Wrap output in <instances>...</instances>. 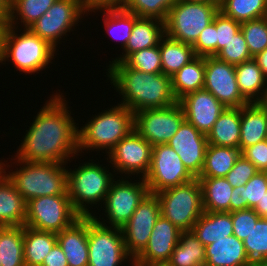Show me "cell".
<instances>
[{"label":"cell","mask_w":267,"mask_h":266,"mask_svg":"<svg viewBox=\"0 0 267 266\" xmlns=\"http://www.w3.org/2000/svg\"><path fill=\"white\" fill-rule=\"evenodd\" d=\"M53 96V97H52ZM50 96L34 116L15 159L26 162L68 164L78 154V128L60 93ZM76 155V156H75Z\"/></svg>","instance_id":"obj_1"},{"label":"cell","mask_w":267,"mask_h":266,"mask_svg":"<svg viewBox=\"0 0 267 266\" xmlns=\"http://www.w3.org/2000/svg\"><path fill=\"white\" fill-rule=\"evenodd\" d=\"M106 72L111 84L122 95L121 105L133 113L144 109L165 108L177 101L171 77L163 73H145L124 62H111Z\"/></svg>","instance_id":"obj_2"},{"label":"cell","mask_w":267,"mask_h":266,"mask_svg":"<svg viewBox=\"0 0 267 266\" xmlns=\"http://www.w3.org/2000/svg\"><path fill=\"white\" fill-rule=\"evenodd\" d=\"M17 29H19L17 25L16 27L5 26L0 63L11 60L14 67L26 75L39 73L40 70L46 69V66L52 63L51 60H53L57 49L29 28H24L20 34L16 33L18 32Z\"/></svg>","instance_id":"obj_3"},{"label":"cell","mask_w":267,"mask_h":266,"mask_svg":"<svg viewBox=\"0 0 267 266\" xmlns=\"http://www.w3.org/2000/svg\"><path fill=\"white\" fill-rule=\"evenodd\" d=\"M87 122L85 126L78 128V153L81 154L84 149H105V152L109 153L134 129V113L118 103Z\"/></svg>","instance_id":"obj_4"},{"label":"cell","mask_w":267,"mask_h":266,"mask_svg":"<svg viewBox=\"0 0 267 266\" xmlns=\"http://www.w3.org/2000/svg\"><path fill=\"white\" fill-rule=\"evenodd\" d=\"M14 160L22 167L11 170L8 179L26 202L46 195H68L67 164Z\"/></svg>","instance_id":"obj_5"},{"label":"cell","mask_w":267,"mask_h":266,"mask_svg":"<svg viewBox=\"0 0 267 266\" xmlns=\"http://www.w3.org/2000/svg\"><path fill=\"white\" fill-rule=\"evenodd\" d=\"M90 161L79 164L73 171L67 168L68 196L74 210L81 217L94 215L90 212L89 205L104 203L111 184L116 180L106 167Z\"/></svg>","instance_id":"obj_6"},{"label":"cell","mask_w":267,"mask_h":266,"mask_svg":"<svg viewBox=\"0 0 267 266\" xmlns=\"http://www.w3.org/2000/svg\"><path fill=\"white\" fill-rule=\"evenodd\" d=\"M155 194L160 202L161 215L182 232L191 231L204 213L202 190L197 178Z\"/></svg>","instance_id":"obj_7"},{"label":"cell","mask_w":267,"mask_h":266,"mask_svg":"<svg viewBox=\"0 0 267 266\" xmlns=\"http://www.w3.org/2000/svg\"><path fill=\"white\" fill-rule=\"evenodd\" d=\"M219 7L205 2L177 0L165 21V35L173 40L193 45L208 26Z\"/></svg>","instance_id":"obj_8"},{"label":"cell","mask_w":267,"mask_h":266,"mask_svg":"<svg viewBox=\"0 0 267 266\" xmlns=\"http://www.w3.org/2000/svg\"><path fill=\"white\" fill-rule=\"evenodd\" d=\"M80 217L68 195H46L27 201L24 225L41 231L59 233Z\"/></svg>","instance_id":"obj_9"},{"label":"cell","mask_w":267,"mask_h":266,"mask_svg":"<svg viewBox=\"0 0 267 266\" xmlns=\"http://www.w3.org/2000/svg\"><path fill=\"white\" fill-rule=\"evenodd\" d=\"M99 219L95 214L88 217V266H120L128 260L133 265L125 249L122 230L107 227L106 220Z\"/></svg>","instance_id":"obj_10"},{"label":"cell","mask_w":267,"mask_h":266,"mask_svg":"<svg viewBox=\"0 0 267 266\" xmlns=\"http://www.w3.org/2000/svg\"><path fill=\"white\" fill-rule=\"evenodd\" d=\"M149 193L183 185L195 179L185 168L181 158L168 144L152 146L151 163L143 178Z\"/></svg>","instance_id":"obj_11"},{"label":"cell","mask_w":267,"mask_h":266,"mask_svg":"<svg viewBox=\"0 0 267 266\" xmlns=\"http://www.w3.org/2000/svg\"><path fill=\"white\" fill-rule=\"evenodd\" d=\"M85 13L83 0H56L29 29L56 48L62 36L72 31Z\"/></svg>","instance_id":"obj_12"},{"label":"cell","mask_w":267,"mask_h":266,"mask_svg":"<svg viewBox=\"0 0 267 266\" xmlns=\"http://www.w3.org/2000/svg\"><path fill=\"white\" fill-rule=\"evenodd\" d=\"M185 120L179 102L165 107L144 109L134 113V130L152 146L167 144Z\"/></svg>","instance_id":"obj_13"},{"label":"cell","mask_w":267,"mask_h":266,"mask_svg":"<svg viewBox=\"0 0 267 266\" xmlns=\"http://www.w3.org/2000/svg\"><path fill=\"white\" fill-rule=\"evenodd\" d=\"M122 178V179H121ZM113 181L103 203L106 221L113 228H122L131 218L140 202L149 193L148 186L142 177L139 182H132L121 177ZM141 178V179H140ZM141 180V181H140Z\"/></svg>","instance_id":"obj_14"},{"label":"cell","mask_w":267,"mask_h":266,"mask_svg":"<svg viewBox=\"0 0 267 266\" xmlns=\"http://www.w3.org/2000/svg\"><path fill=\"white\" fill-rule=\"evenodd\" d=\"M152 145L134 129L107 154L114 173L119 172L125 177L140 175L144 178L149 170ZM128 176H126V175Z\"/></svg>","instance_id":"obj_15"},{"label":"cell","mask_w":267,"mask_h":266,"mask_svg":"<svg viewBox=\"0 0 267 266\" xmlns=\"http://www.w3.org/2000/svg\"><path fill=\"white\" fill-rule=\"evenodd\" d=\"M160 215L158 197L156 194L148 193L135 209L130 220L121 228L126 252L132 260L145 249Z\"/></svg>","instance_id":"obj_16"},{"label":"cell","mask_w":267,"mask_h":266,"mask_svg":"<svg viewBox=\"0 0 267 266\" xmlns=\"http://www.w3.org/2000/svg\"><path fill=\"white\" fill-rule=\"evenodd\" d=\"M203 89L212 93L227 108L248 104L240 93L235 65L221 61L216 56L205 57Z\"/></svg>","instance_id":"obj_17"},{"label":"cell","mask_w":267,"mask_h":266,"mask_svg":"<svg viewBox=\"0 0 267 266\" xmlns=\"http://www.w3.org/2000/svg\"><path fill=\"white\" fill-rule=\"evenodd\" d=\"M167 144L177 152L188 172L198 178L205 162L207 135L184 120Z\"/></svg>","instance_id":"obj_18"},{"label":"cell","mask_w":267,"mask_h":266,"mask_svg":"<svg viewBox=\"0 0 267 266\" xmlns=\"http://www.w3.org/2000/svg\"><path fill=\"white\" fill-rule=\"evenodd\" d=\"M181 232L172 222L160 215L145 249L133 260V266L166 264L179 242Z\"/></svg>","instance_id":"obj_19"},{"label":"cell","mask_w":267,"mask_h":266,"mask_svg":"<svg viewBox=\"0 0 267 266\" xmlns=\"http://www.w3.org/2000/svg\"><path fill=\"white\" fill-rule=\"evenodd\" d=\"M185 114V120L199 132L207 135L226 107L205 89L191 92L179 101Z\"/></svg>","instance_id":"obj_20"},{"label":"cell","mask_w":267,"mask_h":266,"mask_svg":"<svg viewBox=\"0 0 267 266\" xmlns=\"http://www.w3.org/2000/svg\"><path fill=\"white\" fill-rule=\"evenodd\" d=\"M56 235L57 243L67 258L68 266H88V216L80 217Z\"/></svg>","instance_id":"obj_21"},{"label":"cell","mask_w":267,"mask_h":266,"mask_svg":"<svg viewBox=\"0 0 267 266\" xmlns=\"http://www.w3.org/2000/svg\"><path fill=\"white\" fill-rule=\"evenodd\" d=\"M164 36L165 22L155 18L138 17L134 22L123 55L113 59L112 62H123L131 53L155 47L159 45Z\"/></svg>","instance_id":"obj_22"},{"label":"cell","mask_w":267,"mask_h":266,"mask_svg":"<svg viewBox=\"0 0 267 266\" xmlns=\"http://www.w3.org/2000/svg\"><path fill=\"white\" fill-rule=\"evenodd\" d=\"M267 139V108L261 103H248L241 107L239 149Z\"/></svg>","instance_id":"obj_23"},{"label":"cell","mask_w":267,"mask_h":266,"mask_svg":"<svg viewBox=\"0 0 267 266\" xmlns=\"http://www.w3.org/2000/svg\"><path fill=\"white\" fill-rule=\"evenodd\" d=\"M206 263L204 266H248L250 260L244 243L235 235L220 239L205 247Z\"/></svg>","instance_id":"obj_24"},{"label":"cell","mask_w":267,"mask_h":266,"mask_svg":"<svg viewBox=\"0 0 267 266\" xmlns=\"http://www.w3.org/2000/svg\"><path fill=\"white\" fill-rule=\"evenodd\" d=\"M206 247L233 235L232 212H205L191 230Z\"/></svg>","instance_id":"obj_25"},{"label":"cell","mask_w":267,"mask_h":266,"mask_svg":"<svg viewBox=\"0 0 267 266\" xmlns=\"http://www.w3.org/2000/svg\"><path fill=\"white\" fill-rule=\"evenodd\" d=\"M241 107H226L207 134L208 144L239 149Z\"/></svg>","instance_id":"obj_26"},{"label":"cell","mask_w":267,"mask_h":266,"mask_svg":"<svg viewBox=\"0 0 267 266\" xmlns=\"http://www.w3.org/2000/svg\"><path fill=\"white\" fill-rule=\"evenodd\" d=\"M236 80L242 97L248 103H260L264 97L267 79L252 58L235 65Z\"/></svg>","instance_id":"obj_27"},{"label":"cell","mask_w":267,"mask_h":266,"mask_svg":"<svg viewBox=\"0 0 267 266\" xmlns=\"http://www.w3.org/2000/svg\"><path fill=\"white\" fill-rule=\"evenodd\" d=\"M27 202L6 178L0 184V226H24Z\"/></svg>","instance_id":"obj_28"},{"label":"cell","mask_w":267,"mask_h":266,"mask_svg":"<svg viewBox=\"0 0 267 266\" xmlns=\"http://www.w3.org/2000/svg\"><path fill=\"white\" fill-rule=\"evenodd\" d=\"M205 212H229L232 185L225 177H198Z\"/></svg>","instance_id":"obj_29"},{"label":"cell","mask_w":267,"mask_h":266,"mask_svg":"<svg viewBox=\"0 0 267 266\" xmlns=\"http://www.w3.org/2000/svg\"><path fill=\"white\" fill-rule=\"evenodd\" d=\"M23 236L25 266H42L44 259L57 243L56 233L24 225Z\"/></svg>","instance_id":"obj_30"},{"label":"cell","mask_w":267,"mask_h":266,"mask_svg":"<svg viewBox=\"0 0 267 266\" xmlns=\"http://www.w3.org/2000/svg\"><path fill=\"white\" fill-rule=\"evenodd\" d=\"M205 57L197 56L171 76L172 90L179 101L185 95L204 87Z\"/></svg>","instance_id":"obj_31"},{"label":"cell","mask_w":267,"mask_h":266,"mask_svg":"<svg viewBox=\"0 0 267 266\" xmlns=\"http://www.w3.org/2000/svg\"><path fill=\"white\" fill-rule=\"evenodd\" d=\"M159 49L162 73L170 77L197 57L192 45L173 40L166 35L160 40Z\"/></svg>","instance_id":"obj_32"},{"label":"cell","mask_w":267,"mask_h":266,"mask_svg":"<svg viewBox=\"0 0 267 266\" xmlns=\"http://www.w3.org/2000/svg\"><path fill=\"white\" fill-rule=\"evenodd\" d=\"M205 263V246L192 231L181 232L179 242L166 264L168 266H204Z\"/></svg>","instance_id":"obj_33"},{"label":"cell","mask_w":267,"mask_h":266,"mask_svg":"<svg viewBox=\"0 0 267 266\" xmlns=\"http://www.w3.org/2000/svg\"><path fill=\"white\" fill-rule=\"evenodd\" d=\"M240 155V149L208 144L199 177H225Z\"/></svg>","instance_id":"obj_34"},{"label":"cell","mask_w":267,"mask_h":266,"mask_svg":"<svg viewBox=\"0 0 267 266\" xmlns=\"http://www.w3.org/2000/svg\"><path fill=\"white\" fill-rule=\"evenodd\" d=\"M24 226H0L1 266H25Z\"/></svg>","instance_id":"obj_35"},{"label":"cell","mask_w":267,"mask_h":266,"mask_svg":"<svg viewBox=\"0 0 267 266\" xmlns=\"http://www.w3.org/2000/svg\"><path fill=\"white\" fill-rule=\"evenodd\" d=\"M100 10L104 17V26L107 33L117 41L121 42V48L124 50L129 37L131 36V31L134 22L138 18L137 15L127 11L124 7L116 8H102L90 11L92 12ZM103 10V11H102Z\"/></svg>","instance_id":"obj_36"},{"label":"cell","mask_w":267,"mask_h":266,"mask_svg":"<svg viewBox=\"0 0 267 266\" xmlns=\"http://www.w3.org/2000/svg\"><path fill=\"white\" fill-rule=\"evenodd\" d=\"M219 11L243 23L267 16V0H221Z\"/></svg>","instance_id":"obj_37"},{"label":"cell","mask_w":267,"mask_h":266,"mask_svg":"<svg viewBox=\"0 0 267 266\" xmlns=\"http://www.w3.org/2000/svg\"><path fill=\"white\" fill-rule=\"evenodd\" d=\"M56 0H11V12L7 25L15 27L18 18L23 28L35 23Z\"/></svg>","instance_id":"obj_38"},{"label":"cell","mask_w":267,"mask_h":266,"mask_svg":"<svg viewBox=\"0 0 267 266\" xmlns=\"http://www.w3.org/2000/svg\"><path fill=\"white\" fill-rule=\"evenodd\" d=\"M177 0H127L124 8L138 17L166 21L170 8Z\"/></svg>","instance_id":"obj_39"},{"label":"cell","mask_w":267,"mask_h":266,"mask_svg":"<svg viewBox=\"0 0 267 266\" xmlns=\"http://www.w3.org/2000/svg\"><path fill=\"white\" fill-rule=\"evenodd\" d=\"M240 30L252 57L267 48V16L241 23Z\"/></svg>","instance_id":"obj_40"},{"label":"cell","mask_w":267,"mask_h":266,"mask_svg":"<svg viewBox=\"0 0 267 266\" xmlns=\"http://www.w3.org/2000/svg\"><path fill=\"white\" fill-rule=\"evenodd\" d=\"M250 261L267 260V218H260L243 241Z\"/></svg>","instance_id":"obj_41"},{"label":"cell","mask_w":267,"mask_h":266,"mask_svg":"<svg viewBox=\"0 0 267 266\" xmlns=\"http://www.w3.org/2000/svg\"><path fill=\"white\" fill-rule=\"evenodd\" d=\"M123 62L145 73H162L159 45L131 53Z\"/></svg>","instance_id":"obj_42"},{"label":"cell","mask_w":267,"mask_h":266,"mask_svg":"<svg viewBox=\"0 0 267 266\" xmlns=\"http://www.w3.org/2000/svg\"><path fill=\"white\" fill-rule=\"evenodd\" d=\"M219 60L237 65L252 59L243 33L239 30L215 55Z\"/></svg>","instance_id":"obj_43"},{"label":"cell","mask_w":267,"mask_h":266,"mask_svg":"<svg viewBox=\"0 0 267 266\" xmlns=\"http://www.w3.org/2000/svg\"><path fill=\"white\" fill-rule=\"evenodd\" d=\"M267 192V171H258L245 184V209H253Z\"/></svg>","instance_id":"obj_44"},{"label":"cell","mask_w":267,"mask_h":266,"mask_svg":"<svg viewBox=\"0 0 267 266\" xmlns=\"http://www.w3.org/2000/svg\"><path fill=\"white\" fill-rule=\"evenodd\" d=\"M260 216L253 209L236 210L232 212L233 235L244 241Z\"/></svg>","instance_id":"obj_45"},{"label":"cell","mask_w":267,"mask_h":266,"mask_svg":"<svg viewBox=\"0 0 267 266\" xmlns=\"http://www.w3.org/2000/svg\"><path fill=\"white\" fill-rule=\"evenodd\" d=\"M217 53L227 44L241 27V23L225 16L221 11L215 15Z\"/></svg>","instance_id":"obj_46"},{"label":"cell","mask_w":267,"mask_h":266,"mask_svg":"<svg viewBox=\"0 0 267 266\" xmlns=\"http://www.w3.org/2000/svg\"><path fill=\"white\" fill-rule=\"evenodd\" d=\"M196 56L206 57L217 54L215 17L213 22L206 26L192 45Z\"/></svg>","instance_id":"obj_47"},{"label":"cell","mask_w":267,"mask_h":266,"mask_svg":"<svg viewBox=\"0 0 267 266\" xmlns=\"http://www.w3.org/2000/svg\"><path fill=\"white\" fill-rule=\"evenodd\" d=\"M258 171L249 160L240 155L234 167L226 174L225 179L235 188L245 185Z\"/></svg>","instance_id":"obj_48"},{"label":"cell","mask_w":267,"mask_h":266,"mask_svg":"<svg viewBox=\"0 0 267 266\" xmlns=\"http://www.w3.org/2000/svg\"><path fill=\"white\" fill-rule=\"evenodd\" d=\"M241 155L259 171H267V139L245 148Z\"/></svg>","instance_id":"obj_49"},{"label":"cell","mask_w":267,"mask_h":266,"mask_svg":"<svg viewBox=\"0 0 267 266\" xmlns=\"http://www.w3.org/2000/svg\"><path fill=\"white\" fill-rule=\"evenodd\" d=\"M126 2L127 0H83V5L88 15L92 10L124 7Z\"/></svg>","instance_id":"obj_50"},{"label":"cell","mask_w":267,"mask_h":266,"mask_svg":"<svg viewBox=\"0 0 267 266\" xmlns=\"http://www.w3.org/2000/svg\"><path fill=\"white\" fill-rule=\"evenodd\" d=\"M42 266H68V261L61 246L56 243L44 259Z\"/></svg>","instance_id":"obj_51"},{"label":"cell","mask_w":267,"mask_h":266,"mask_svg":"<svg viewBox=\"0 0 267 266\" xmlns=\"http://www.w3.org/2000/svg\"><path fill=\"white\" fill-rule=\"evenodd\" d=\"M245 210V185L233 188L229 212Z\"/></svg>","instance_id":"obj_52"},{"label":"cell","mask_w":267,"mask_h":266,"mask_svg":"<svg viewBox=\"0 0 267 266\" xmlns=\"http://www.w3.org/2000/svg\"><path fill=\"white\" fill-rule=\"evenodd\" d=\"M11 12V0H0V24H8Z\"/></svg>","instance_id":"obj_53"},{"label":"cell","mask_w":267,"mask_h":266,"mask_svg":"<svg viewBox=\"0 0 267 266\" xmlns=\"http://www.w3.org/2000/svg\"><path fill=\"white\" fill-rule=\"evenodd\" d=\"M253 59L257 62L263 72V75L267 79V48L254 56Z\"/></svg>","instance_id":"obj_54"},{"label":"cell","mask_w":267,"mask_h":266,"mask_svg":"<svg viewBox=\"0 0 267 266\" xmlns=\"http://www.w3.org/2000/svg\"><path fill=\"white\" fill-rule=\"evenodd\" d=\"M253 210L260 216V218H267V192L261 199L258 201Z\"/></svg>","instance_id":"obj_55"},{"label":"cell","mask_w":267,"mask_h":266,"mask_svg":"<svg viewBox=\"0 0 267 266\" xmlns=\"http://www.w3.org/2000/svg\"><path fill=\"white\" fill-rule=\"evenodd\" d=\"M0 184L6 179L8 178V174L7 172L5 171L7 169V163L5 165L4 162H2V160H0ZM5 167V168H4Z\"/></svg>","instance_id":"obj_56"},{"label":"cell","mask_w":267,"mask_h":266,"mask_svg":"<svg viewBox=\"0 0 267 266\" xmlns=\"http://www.w3.org/2000/svg\"><path fill=\"white\" fill-rule=\"evenodd\" d=\"M190 1H196V2H205L212 5H216L220 8L221 0H190Z\"/></svg>","instance_id":"obj_57"},{"label":"cell","mask_w":267,"mask_h":266,"mask_svg":"<svg viewBox=\"0 0 267 266\" xmlns=\"http://www.w3.org/2000/svg\"><path fill=\"white\" fill-rule=\"evenodd\" d=\"M248 266H267V260L251 261Z\"/></svg>","instance_id":"obj_58"},{"label":"cell","mask_w":267,"mask_h":266,"mask_svg":"<svg viewBox=\"0 0 267 266\" xmlns=\"http://www.w3.org/2000/svg\"><path fill=\"white\" fill-rule=\"evenodd\" d=\"M6 25L7 24H0V59H1V48H2V36Z\"/></svg>","instance_id":"obj_59"},{"label":"cell","mask_w":267,"mask_h":266,"mask_svg":"<svg viewBox=\"0 0 267 266\" xmlns=\"http://www.w3.org/2000/svg\"><path fill=\"white\" fill-rule=\"evenodd\" d=\"M260 103H261L265 108H267V85H266V91H265L264 97H263V99L261 100Z\"/></svg>","instance_id":"obj_60"},{"label":"cell","mask_w":267,"mask_h":266,"mask_svg":"<svg viewBox=\"0 0 267 266\" xmlns=\"http://www.w3.org/2000/svg\"><path fill=\"white\" fill-rule=\"evenodd\" d=\"M152 266H168L167 264H156V265H152Z\"/></svg>","instance_id":"obj_61"}]
</instances>
